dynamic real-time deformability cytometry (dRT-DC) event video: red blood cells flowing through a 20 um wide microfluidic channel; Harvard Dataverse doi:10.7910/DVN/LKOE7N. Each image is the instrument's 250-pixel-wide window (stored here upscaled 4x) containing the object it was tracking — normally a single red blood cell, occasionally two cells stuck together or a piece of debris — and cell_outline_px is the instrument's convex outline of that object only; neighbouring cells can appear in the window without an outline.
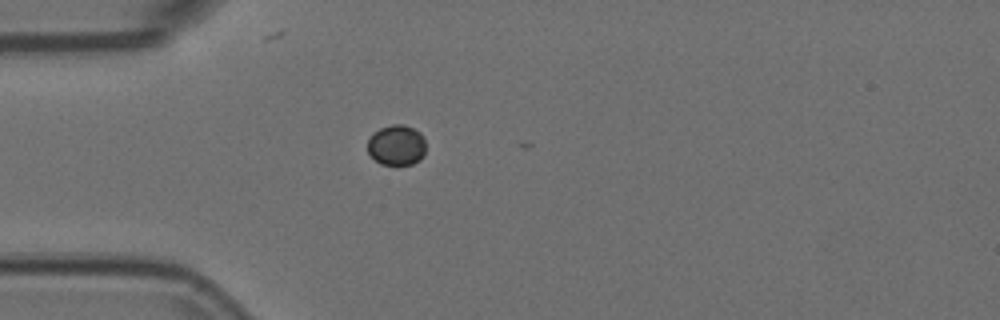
{"species": "Egyptian fruit bat (a non-hibernating species)", "species_latin": "Rousettus aegyptiacus", "temperature_condition": "room temperature", "stored_images_in_passage": 11, "camera_frame_rate_fps": 3000, "um_per_image_px": 0.085, "animal": {"sex": "female"}, "frame": {"image": 1, "passage_image": 1, "time_ms": 0.0, "image_size_px": [1000, 320], "cell_outline_px": [[424, 156], [420, 160], [412, 164], [380, 164], [368, 152], [368, 140], [372, 132], [380, 128], [392, 124], [404, 124], [420, 132], [424, 136]], "centroid_in_image_um": [33.71, 12.32], "position_along_channel_um": 51.3, "area_um2": 13.76}}
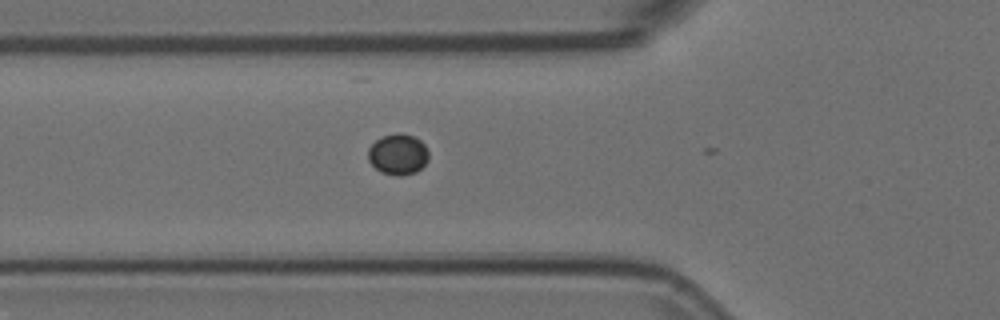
{"frame": {"image": 2, "passage_image": 5, "time_ms": 1.333, "image_size_px": [1000, 320], "cell_outline_px": [[428, 160], [416, 172], [400, 176], [396, 176], [380, 172], [368, 160], [368, 148], [376, 140], [384, 136], [396, 132], [400, 132], [412, 136], [420, 140], [424, 144], [428, 152]], "centroid_in_image_um": [33.82, 13.12], "position_along_channel_um": 92.0, "area_um2": 14.39}}
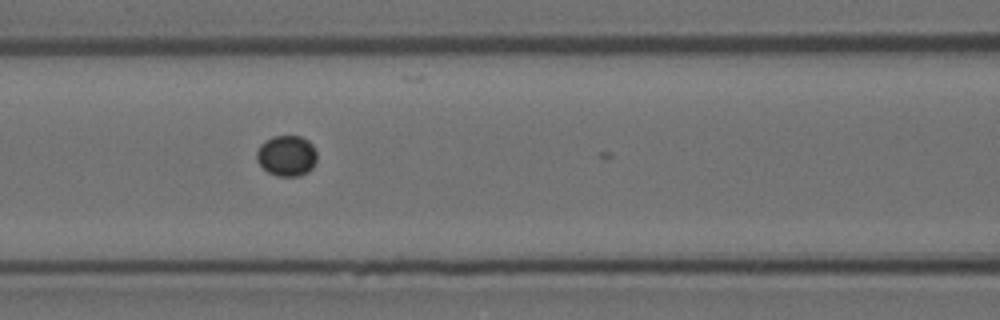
{"frame": {"image": 3, "passage_image": 9, "time_ms": 2.667, "image_size_px": [1000, 320], "cell_outline_px": [[316, 160], [312, 168], [308, 172], [300, 176], [276, 176], [268, 172], [256, 160], [256, 152], [260, 144], [264, 140], [272, 136], [300, 136], [308, 140], [312, 144], [316, 152]], "centroid_in_image_um": [24.35, 13.23], "position_along_channel_um": 142.2, "area_um2": 14.45}}